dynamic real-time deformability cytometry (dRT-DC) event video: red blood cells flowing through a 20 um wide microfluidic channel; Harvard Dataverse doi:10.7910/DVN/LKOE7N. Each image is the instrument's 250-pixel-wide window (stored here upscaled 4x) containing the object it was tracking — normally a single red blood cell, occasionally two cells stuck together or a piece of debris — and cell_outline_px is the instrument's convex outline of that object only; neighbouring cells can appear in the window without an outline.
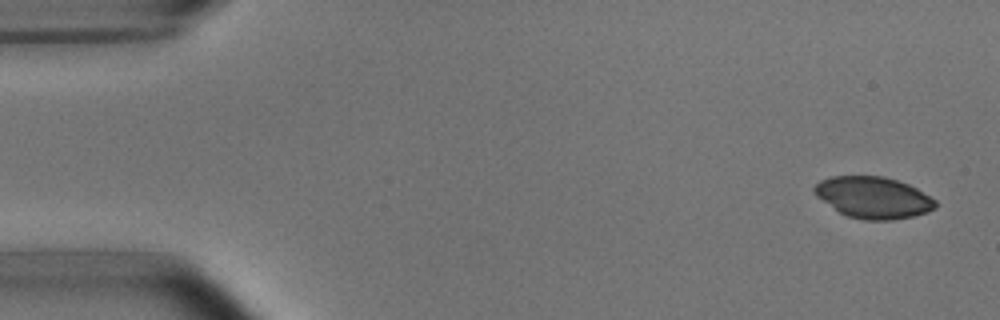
{"species": "common noctule bat (a hibernating species)", "species_latin": "Nyctalus noctula", "temperature_condition": "room temperature", "stored_images_in_passage": 4, "camera_frame_rate_fps": 3000, "um_per_image_px": 0.085, "animal": {"sex": "male", "body_mass_g": 15.6}, "frame": {"image": 1, "passage_image": 1, "time_ms": 0.0, "image_size_px": [1000, 320], "cell_outline_px": [[936, 208], [928, 212], [912, 216], [892, 220], [864, 220], [848, 216], [840, 212], [816, 196], [812, 192], [812, 188], [820, 180], [832, 176], [884, 176], [908, 184], [916, 188], [936, 200]], "centroid_in_image_um": [74.22, 16.78], "position_along_channel_um": 10.8, "area_um2": 29.25}}